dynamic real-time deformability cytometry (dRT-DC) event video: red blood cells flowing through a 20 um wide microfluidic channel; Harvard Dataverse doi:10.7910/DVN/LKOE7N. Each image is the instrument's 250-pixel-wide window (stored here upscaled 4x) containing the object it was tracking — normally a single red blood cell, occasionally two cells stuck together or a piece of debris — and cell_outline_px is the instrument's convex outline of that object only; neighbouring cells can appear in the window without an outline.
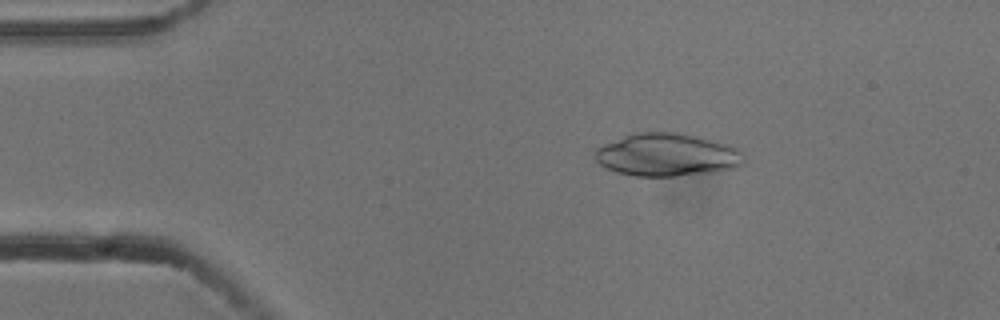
{"species": "common noctule bat (a hibernating species)", "species_latin": "Nyctalus noctula", "temperature_condition": "cold", "stored_images_in_passage": 6, "camera_frame_rate_fps": 3000, "um_per_image_px": 0.085, "animal": {"sex": "male", "body_mass_g": 13.3}, "frame": {"image": 1, "passage_image": 2, "time_ms": 0.333, "image_size_px": [1000, 320], "cell_outline_px": [[744, 164], [736, 168], [712, 172], [676, 176], [632, 176], [616, 172], [600, 164], [596, 160], [592, 152], [596, 148], [604, 144], [624, 136], [636, 132], [676, 132], [700, 136], [732, 144], [740, 152], [744, 160]], "centroid_in_image_um": [56.71, 13.15], "position_along_channel_um": 28.3, "area_um2": 37.57}}
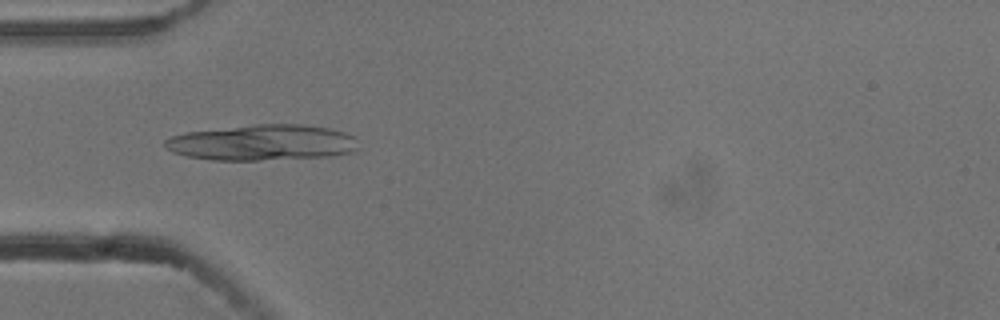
{"frame": {"image": 2, "passage_image": 4, "time_ms": 1.0, "image_size_px": [1000, 320], "cell_outline_px": [[360, 148], [352, 152], [336, 156], [260, 160], [212, 160], [188, 156], [172, 152], [164, 148], [164, 140], [172, 136], [184, 132], [252, 124], [304, 124], [328, 128], [344, 132], [356, 136]], "centroid_in_image_um": [22.33, 12.12], "position_along_channel_um": 62.7, "area_um2": 40.92}}
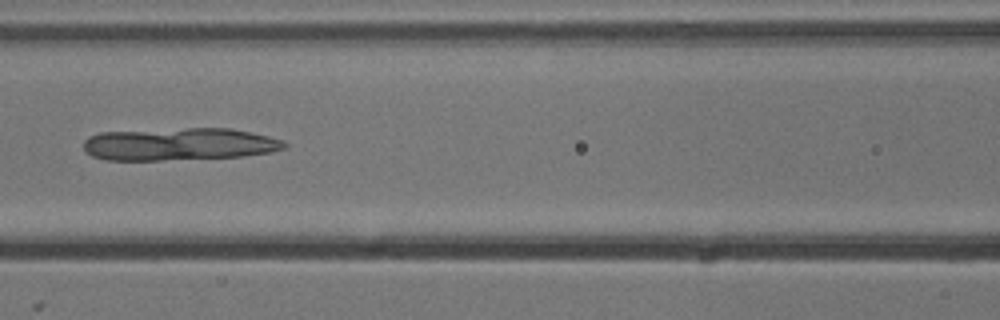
{"frame": {"image": 3, "passage_image": 6, "time_ms": 1.667, "image_size_px": [1000, 320], "cell_outline_px": [[288, 148], [272, 152], [244, 156], [160, 160], [104, 160], [92, 156], [84, 148], [84, 140], [88, 136], [100, 132], [188, 128], [232, 128], [268, 136], [284, 140], [288, 144]], "centroid_in_image_um": [15.27, 12.25], "position_along_channel_um": 151.3, "area_um2": 38.26}}